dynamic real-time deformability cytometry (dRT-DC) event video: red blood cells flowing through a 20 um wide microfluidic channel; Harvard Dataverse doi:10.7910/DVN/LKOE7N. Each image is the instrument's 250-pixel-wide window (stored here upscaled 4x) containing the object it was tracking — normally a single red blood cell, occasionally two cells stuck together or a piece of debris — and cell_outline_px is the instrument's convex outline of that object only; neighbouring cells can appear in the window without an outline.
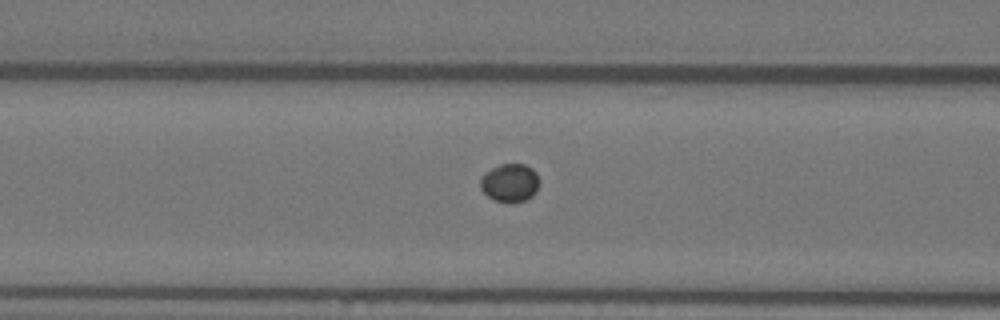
{"species": "Egyptian fruit bat (a non-hibernating species)", "species_latin": "Rousettus aegyptiacus", "temperature_condition": "warm", "stored_images_in_passage": 51, "camera_frame_rate_fps": 3000, "um_per_image_px": 0.085, "animal": {"sex": "female"}, "frame": {"image": 1, "passage_image": 18, "time_ms": 5.667, "image_size_px": [1000, 320], "cell_outline_px": [[540, 180], [536, 192], [532, 196], [524, 200], [512, 204], [492, 200], [480, 188], [480, 176], [484, 172], [500, 164], [524, 164], [532, 168], [536, 172]], "centroid_in_image_um": [43.33, 15.55], "position_along_channel_um": 123.3, "area_um2": 13.47}}
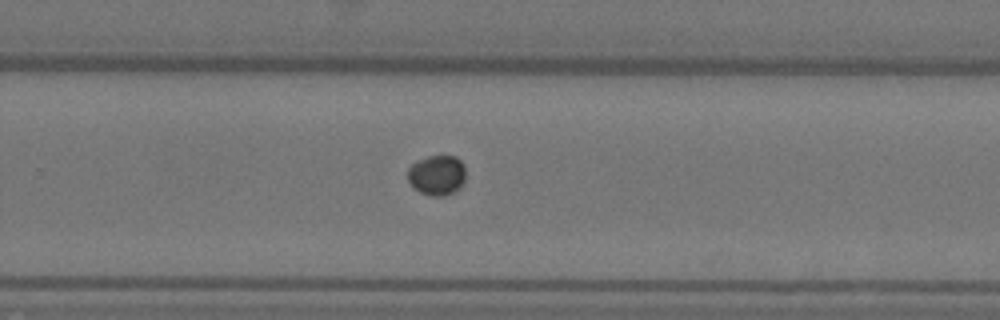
{"frame": {"image": 2, "passage_image": 32, "time_ms": 10.333, "image_size_px": [1000, 320], "cell_outline_px": [[464, 180], [460, 188], [456, 192], [444, 196], [432, 196], [420, 192], [408, 180], [408, 168], [412, 164], [428, 156], [456, 156], [464, 164]], "centroid_in_image_um": [37.17, 14.89], "position_along_channel_um": 292.6, "area_um2": 13.47}}
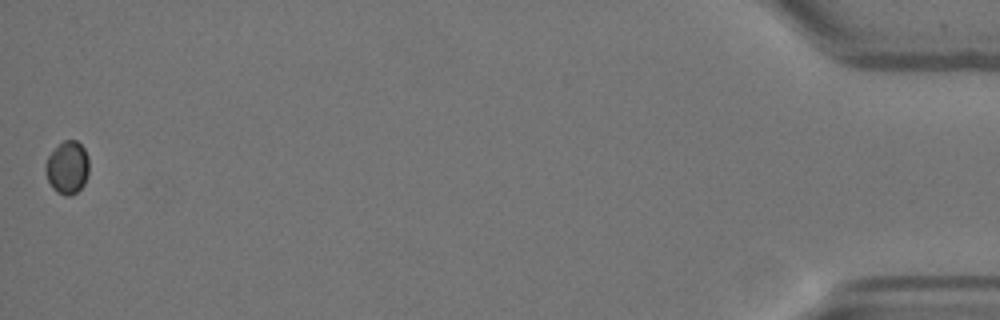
{"frame": {"image": 3, "passage_image": 51, "time_ms": 16.667, "image_size_px": [1000, 320], "cell_outline_px": [[88, 172], [84, 184], [72, 196], [64, 196], [56, 192], [52, 188], [44, 172], [44, 164], [48, 156], [64, 140], [76, 140], [84, 148], [88, 156]], "centroid_in_image_um": [5.71, 14.26], "position_along_channel_um": 429.5, "area_um2": 13.47}}